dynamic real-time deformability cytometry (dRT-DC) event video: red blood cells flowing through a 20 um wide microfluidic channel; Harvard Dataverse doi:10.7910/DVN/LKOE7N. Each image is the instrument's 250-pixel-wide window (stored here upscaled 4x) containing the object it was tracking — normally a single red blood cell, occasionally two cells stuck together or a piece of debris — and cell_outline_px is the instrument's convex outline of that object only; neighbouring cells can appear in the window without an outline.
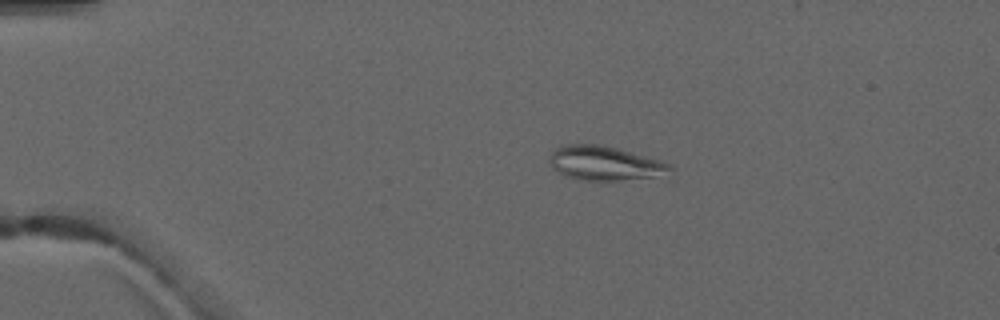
{"species": "common noctule bat (a hibernating species)", "species_latin": "Nyctalus noctula", "temperature_condition": "warm", "stored_images_in_passage": 5, "camera_frame_rate_fps": 3000, "um_per_image_px": 0.085, "animal": {"sex": "male", "forearm_length_mm": 52.5}, "frame": {"image": 1, "passage_image": 1, "time_ms": 0.0, "image_size_px": [1000, 320], "cell_outline_px": [[672, 168], [652, 176], [620, 180], [584, 180], [564, 176], [552, 168], [548, 160], [552, 152], [556, 148], [564, 144], [600, 144], [616, 148], [660, 160], [668, 164]], "centroid_in_image_um": [51.26, 13.85], "position_along_channel_um": 33.7, "area_um2": 23.47}}